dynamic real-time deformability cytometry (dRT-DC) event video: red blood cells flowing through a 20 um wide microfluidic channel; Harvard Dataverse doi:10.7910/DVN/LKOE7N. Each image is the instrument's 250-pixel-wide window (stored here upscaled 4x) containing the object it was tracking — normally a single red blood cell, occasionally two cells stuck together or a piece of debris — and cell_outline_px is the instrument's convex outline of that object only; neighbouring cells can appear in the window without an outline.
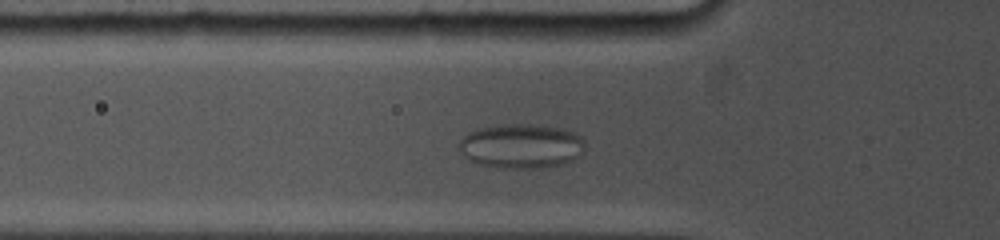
{"species": "common noctule bat (a hibernating species)", "species_latin": "Nyctalus noctula", "temperature_condition": "cold", "stored_images_in_passage": 31, "camera_frame_rate_fps": 5000, "um_per_image_px": 0.085, "animal": {"sex": "female", "body_mass_g": 19.0, "forearm_length_mm": 53.3}, "frame": {"image": 1, "passage_image": 3, "time_ms": 0.8, "image_size_px": [1000, 240], "cell_outline_px": [[584, 152], [580, 156], [572, 160], [560, 164], [540, 168], [504, 168], [480, 164], [468, 160], [456, 148], [456, 144], [468, 132], [480, 128], [512, 124], [536, 124], [564, 128], [580, 136], [584, 140]], "centroid_in_image_um": [44.29, 12.41], "position_along_channel_um": 81.5, "area_um2": 32.89}}
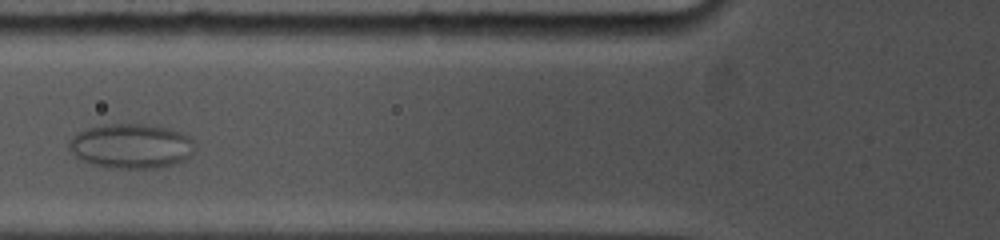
{"frame": {"image": 2, "passage_image": 5, "time_ms": 1.8, "image_size_px": [1000, 240], "cell_outline_px": [[192, 152], [184, 160], [176, 164], [156, 168], [108, 168], [92, 164], [76, 156], [68, 148], [68, 144], [72, 136], [76, 132], [88, 128], [104, 124], [144, 124], [168, 128], [184, 132], [192, 140]], "centroid_in_image_um": [11.13, 12.41], "position_along_channel_um": 114.7, "area_um2": 32.77}}
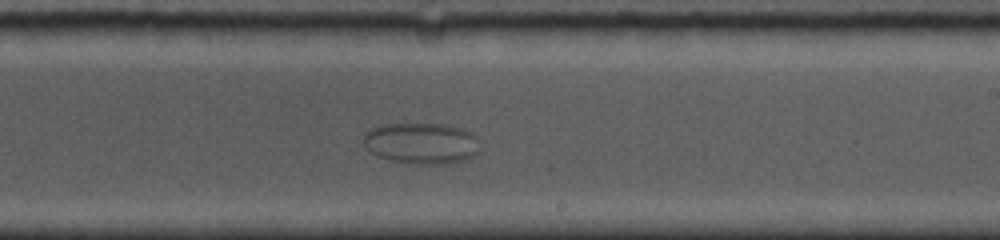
{"frame": {"image": 3, "passage_image": 15, "time_ms": 6.0, "image_size_px": [1000, 240], "cell_outline_px": [[476, 156], [464, 160], [448, 164], [408, 164], [388, 160], [376, 156], [364, 144], [364, 136], [372, 128], [380, 124], [448, 124], [472, 132], [476, 136]], "centroid_in_image_um": [35.81, 12.19], "position_along_channel_um": 253.2, "area_um2": 28.03}}